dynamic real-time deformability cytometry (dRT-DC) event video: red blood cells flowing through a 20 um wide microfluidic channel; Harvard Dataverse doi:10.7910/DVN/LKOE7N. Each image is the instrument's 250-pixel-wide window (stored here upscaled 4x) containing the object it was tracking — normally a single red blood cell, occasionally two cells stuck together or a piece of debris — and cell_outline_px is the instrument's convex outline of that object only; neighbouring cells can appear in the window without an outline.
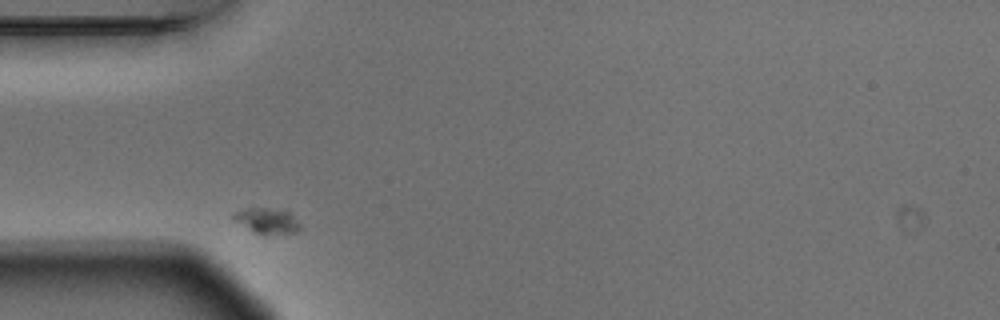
{"species": "Egyptian fruit bat (a non-hibernating species)", "species_latin": "Rousettus aegyptiacus", "temperature_condition": "warm", "stored_images_in_passage": 3, "camera_frame_rate_fps": 3000, "um_per_image_px": 0.085, "animal": {"sex": "male"}, "frame": {"image": 1, "passage_image": 1, "time_ms": 0.0, "image_size_px": [1000, 320], "cell_outline_px": [[304, 228], [300, 232], [264, 236], [252, 232], [232, 220], [232, 212], [244, 208], [288, 208]], "centroid_in_image_um": [22.75, 18.78], "position_along_channel_um": 62.2, "area_um2": 10.92}}
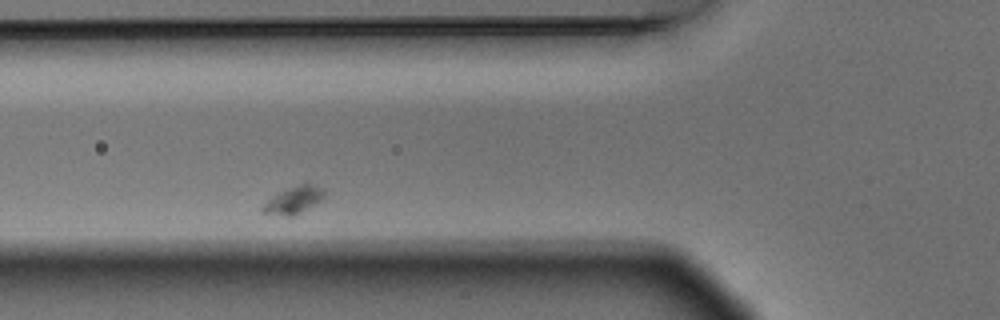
{"frame": {"image": 2, "passage_image": 2, "time_ms": 0.333, "image_size_px": [1000, 320], "cell_outline_px": [[324, 196], [320, 200], [296, 216], [284, 216], [260, 212], [260, 208], [276, 192], [304, 180], [308, 180], [324, 188]], "centroid_in_image_um": [24.97, 16.94], "position_along_channel_um": 100.8, "area_um2": 10.4}}